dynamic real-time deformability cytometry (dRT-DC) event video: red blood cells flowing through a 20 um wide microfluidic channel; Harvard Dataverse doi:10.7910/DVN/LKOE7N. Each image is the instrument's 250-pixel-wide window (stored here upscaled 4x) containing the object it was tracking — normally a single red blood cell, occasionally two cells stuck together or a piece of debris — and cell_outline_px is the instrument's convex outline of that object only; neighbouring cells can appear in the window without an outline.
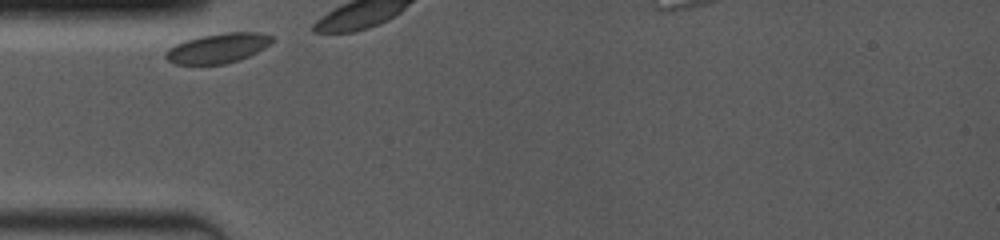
{"species": "common noctule bat (a hibernating species)", "species_latin": "Nyctalus noctula", "temperature_condition": "room temperature", "stored_images_in_passage": 5, "camera_frame_rate_fps": 4000, "um_per_image_px": 0.085, "animal": {"sex": "female", "body_mass_g": 19.0, "forearm_length_mm": 53.3}, "frame": {"image": 1, "passage_image": 1, "time_ms": 0.0, "image_size_px": [1000, 240], "cell_outline_px": [[276, 40], [264, 48], [240, 60], [224, 64], [176, 64], [168, 60], [164, 56], [164, 52], [168, 48], [176, 44], [200, 36], [224, 32], [260, 32], [272, 36]], "centroid_in_image_um": [18.54, 4.09], "position_along_channel_um": 66.5, "area_um2": 18.5}}